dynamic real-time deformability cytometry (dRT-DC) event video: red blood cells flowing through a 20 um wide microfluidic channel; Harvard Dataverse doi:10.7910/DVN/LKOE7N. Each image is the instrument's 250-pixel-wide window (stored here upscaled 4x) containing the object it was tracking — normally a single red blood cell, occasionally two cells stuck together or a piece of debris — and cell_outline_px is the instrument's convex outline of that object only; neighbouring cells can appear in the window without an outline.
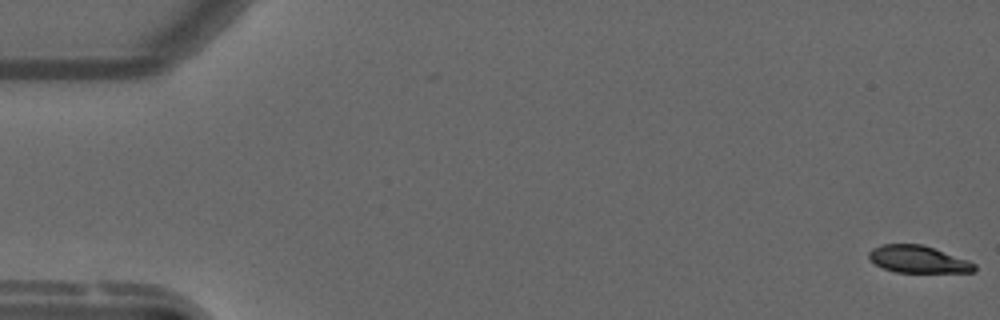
{"species": "common noctule bat (a hibernating species)", "species_latin": "Nyctalus noctula", "temperature_condition": "warm", "stored_images_in_passage": 55, "camera_frame_rate_fps": 3000, "um_per_image_px": 0.085, "animal": {"sex": "male", "forearm_length_mm": 52.5}, "frame": {"image": 1, "passage_image": 1, "time_ms": 0.0, "image_size_px": [1000, 320], "cell_outline_px": [[976, 272], [896, 272], [884, 268], [876, 264], [868, 256], [868, 252], [872, 248], [880, 244], [924, 244], [968, 260], [976, 264]], "centroid_in_image_um": [78.06, 22.03], "position_along_channel_um": 6.9, "area_um2": 16.76}}
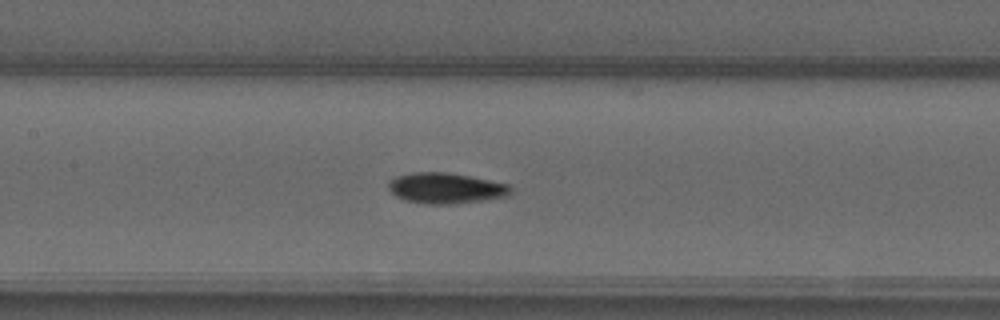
{"frame": {"image": 2, "passage_image": 26, "time_ms": 8.333, "image_size_px": [1000, 320], "cell_outline_px": [[512, 192], [508, 196], [484, 200], [452, 204], [424, 204], [404, 200], [396, 196], [388, 188], [388, 184], [396, 176], [412, 172], [448, 172], [512, 184]], "centroid_in_image_um": [37.93, 15.99], "position_along_channel_um": 169.5, "area_um2": 22.08}}
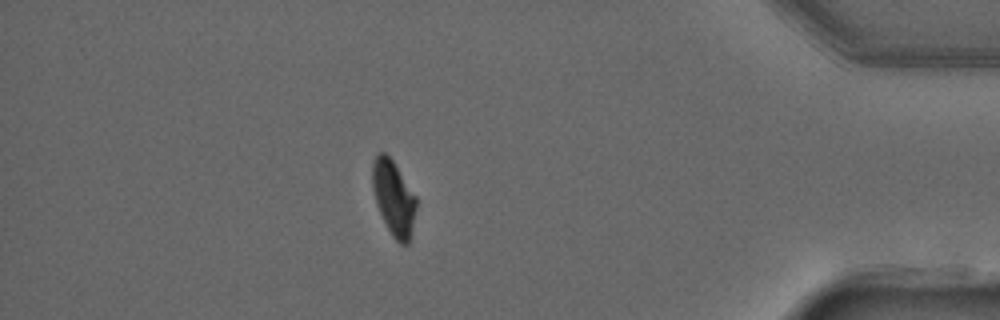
{"frame": {"image": 3, "passage_image": 48, "time_ms": 15.667, "image_size_px": [1000, 320], "cell_outline_px": [[416, 208], [408, 244], [400, 244], [392, 236], [380, 212], [372, 188], [372, 160], [380, 152], [384, 152], [392, 160], [416, 196]], "centroid_in_image_um": [33.45, 16.8], "position_along_channel_um": 401.8, "area_um2": 18.73}, "authors_computed_cell_mechanics": {"area_um2": 19.9988, "velocity_mm_per_s": 3.7603, "shape_relaxation_time_tau1_ms": 3.8724, "shape_relaxation_time_tau2_ms": 2.0164, "deformation_change_tau1": 0.1627, "deformation_change_tau2": 0.0502}}